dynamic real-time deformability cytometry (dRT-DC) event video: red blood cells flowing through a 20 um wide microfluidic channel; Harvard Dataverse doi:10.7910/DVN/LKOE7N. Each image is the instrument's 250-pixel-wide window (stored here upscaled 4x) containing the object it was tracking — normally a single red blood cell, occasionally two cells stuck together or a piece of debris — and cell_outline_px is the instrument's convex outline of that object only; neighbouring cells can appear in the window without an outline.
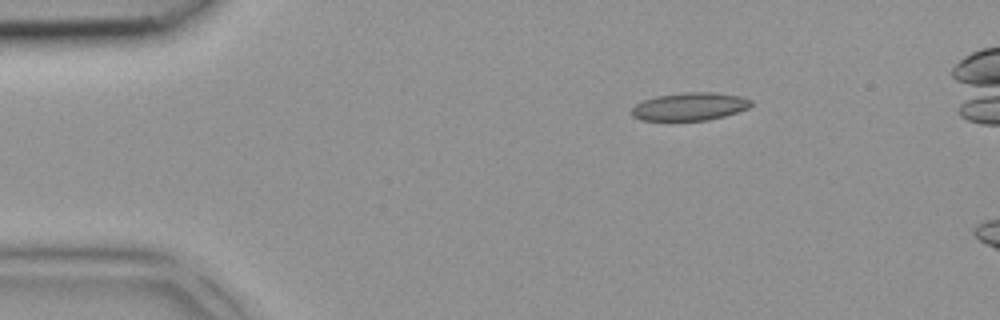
{"species": "common noctule bat (a hibernating species)", "species_latin": "Nyctalus noctula", "temperature_condition": "room temperature", "stored_images_in_passage": 3, "camera_frame_rate_fps": 3000, "um_per_image_px": 0.085, "animal": {"sex": "female", "body_mass_g": 18.4}, "frame": {"image": 1, "passage_image": 1, "time_ms": 0.0, "image_size_px": [1000, 320], "cell_outline_px": [[752, 104], [748, 108], [724, 116], [708, 120], [644, 120], [632, 116], [632, 108], [636, 104], [644, 100], [656, 96], [684, 92], [716, 92], [740, 96], [752, 100]], "centroid_in_image_um": [58.65, 9.04], "position_along_channel_um": 26.4, "area_um2": 19.31}}